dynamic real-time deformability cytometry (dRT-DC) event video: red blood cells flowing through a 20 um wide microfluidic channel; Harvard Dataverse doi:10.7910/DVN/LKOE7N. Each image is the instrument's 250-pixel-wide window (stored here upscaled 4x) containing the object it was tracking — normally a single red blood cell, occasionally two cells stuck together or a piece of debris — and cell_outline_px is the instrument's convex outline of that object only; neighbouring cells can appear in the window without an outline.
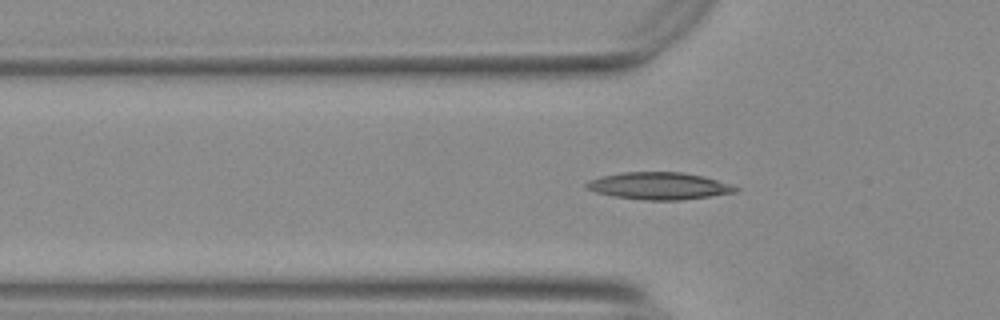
{"species": "Egyptian fruit bat (a non-hibernating species)", "species_latin": "Rousettus aegyptiacus", "temperature_condition": "warm", "stored_images_in_passage": 40, "camera_frame_rate_fps": 3000, "um_per_image_px": 0.085, "animal": {"sex": "female"}, "frame": {"image": 1, "passage_image": 4, "time_ms": 1.0, "image_size_px": [1000, 320], "cell_outline_px": [[740, 188], [736, 192], [680, 200], [644, 200], [612, 196], [596, 192], [584, 188], [584, 184], [588, 180], [600, 176], [624, 172], [680, 172], [704, 176], [732, 184]], "centroid_in_image_um": [55.98, 15.8], "position_along_channel_um": 69.8, "area_um2": 23.7}}
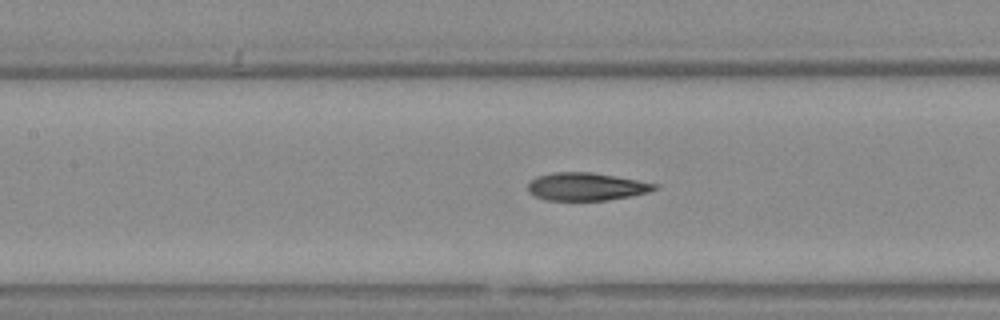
{"frame": {"image": 2, "passage_image": 11, "time_ms": 3.333, "image_size_px": [1000, 320], "cell_outline_px": [[656, 188], [648, 192], [608, 200], [544, 200], [528, 192], [528, 184], [532, 180], [540, 176], [552, 172], [592, 172], [636, 180], [656, 184]], "centroid_in_image_um": [49.78, 15.86], "position_along_channel_um": 157.6, "area_um2": 20.17}}
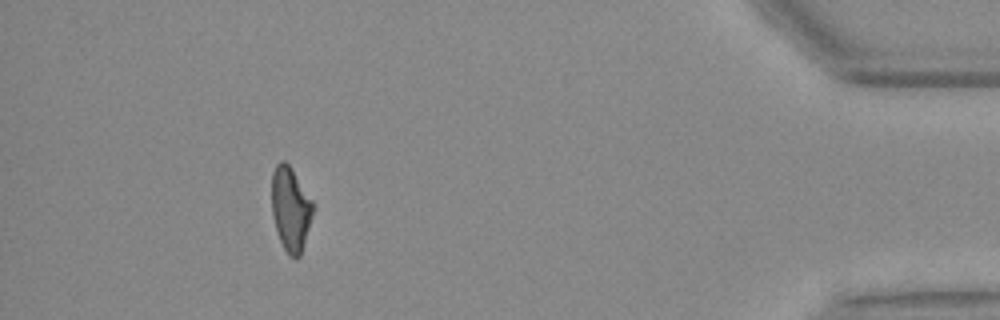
{"frame": {"image": 3, "passage_image": 36, "time_ms": 11.667, "image_size_px": [1000, 320], "cell_outline_px": [[312, 212], [300, 256], [296, 260], [288, 256], [276, 232], [272, 216], [272, 172], [276, 164], [280, 160], [284, 160], [292, 168], [312, 200]], "centroid_in_image_um": [24.66, 17.75], "position_along_channel_um": 410.5, "area_um2": 20.06}, "authors_computed_cell_mechanics": {"area_um2": 20.808, "velocity_mm_per_s": 3.7317, "shape_relaxation_time_tau1_ms": 4.937, "shape_relaxation_time_tau2_ms": 2.4083, "deformation_change_tau1": 0.1973, "deformation_change_tau2": 0.1173}}